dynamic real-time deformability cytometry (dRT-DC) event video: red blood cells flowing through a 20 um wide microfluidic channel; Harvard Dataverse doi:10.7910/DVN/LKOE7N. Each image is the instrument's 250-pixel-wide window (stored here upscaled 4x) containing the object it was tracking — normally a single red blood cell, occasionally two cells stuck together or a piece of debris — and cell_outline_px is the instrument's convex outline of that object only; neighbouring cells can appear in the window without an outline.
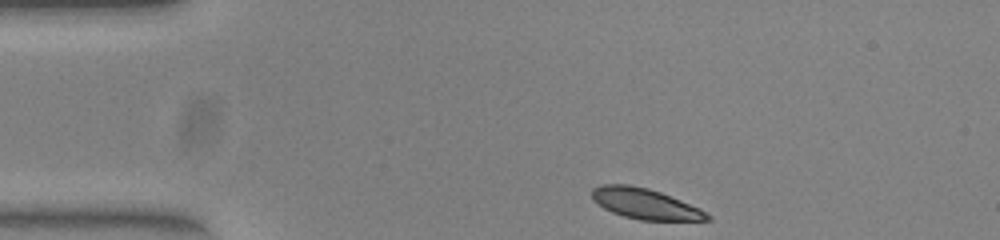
{"species": "common noctule bat (a hibernating species)", "species_latin": "Nyctalus noctula", "temperature_condition": "warm", "stored_images_in_passage": 37, "camera_frame_rate_fps": 3000, "um_per_image_px": 0.085, "animal": {"sex": "female", "body_mass_g": 23.0, "forearm_length_mm": 53.4}, "frame": {"image": 1, "passage_image": 1, "time_ms": 0.0, "image_size_px": [1000, 240], "cell_outline_px": [[712, 220], [640, 220], [624, 216], [612, 212], [604, 208], [592, 200], [592, 188], [600, 184], [628, 184], [648, 188], [660, 192], [700, 208], [712, 216]], "centroid_in_image_um": [54.82, 17.31], "position_along_channel_um": 30.2, "area_um2": 20.52}}
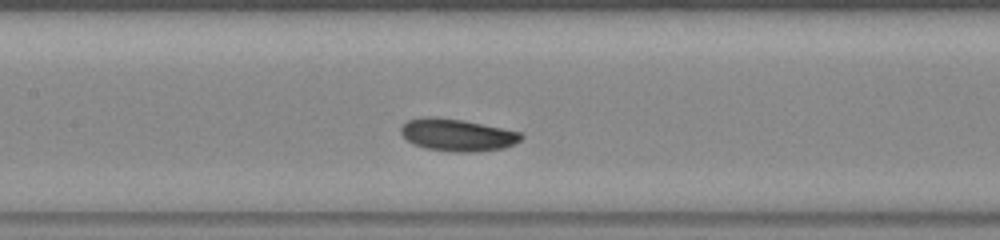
{"frame": {"image": 2, "passage_image": 16, "time_ms": 5.0, "image_size_px": [1000, 240], "cell_outline_px": [[524, 136], [520, 140], [504, 148], [476, 152], [456, 152], [424, 148], [412, 144], [400, 132], [400, 128], [408, 120], [428, 116], [432, 116], [464, 120], [520, 132]], "centroid_in_image_um": [38.85, 11.47], "position_along_channel_um": 168.5, "area_um2": 22.54}}
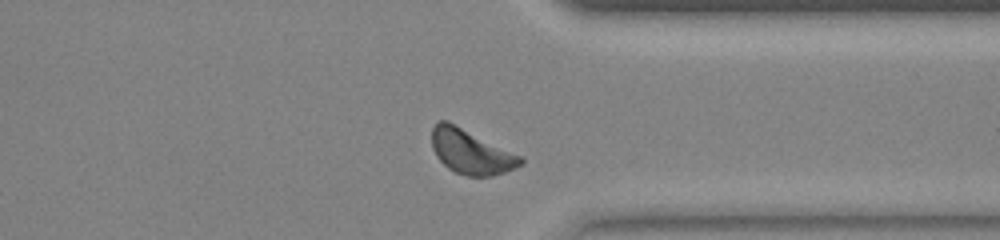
{"frame": {"image": 3, "passage_image": 32, "time_ms": 10.333, "image_size_px": [1000, 240], "cell_outline_px": [[524, 164], [516, 168], [492, 176], [468, 176], [456, 172], [448, 168], [436, 156], [432, 148], [432, 128], [436, 120], [448, 120], [524, 156]], "centroid_in_image_um": [40.06, 12.87], "position_along_channel_um": 371.3, "area_um2": 23.52}, "authors_computed_cell_mechanics": {"area_um2": 22.0218, "velocity_mm_per_s": 3.856, "shape_relaxation_time_tau1_ms": 1.7723, "shape_relaxation_time_tau2_ms": null, "deformation_change_tau1": 0.0762, "deformation_change_tau2": null}}